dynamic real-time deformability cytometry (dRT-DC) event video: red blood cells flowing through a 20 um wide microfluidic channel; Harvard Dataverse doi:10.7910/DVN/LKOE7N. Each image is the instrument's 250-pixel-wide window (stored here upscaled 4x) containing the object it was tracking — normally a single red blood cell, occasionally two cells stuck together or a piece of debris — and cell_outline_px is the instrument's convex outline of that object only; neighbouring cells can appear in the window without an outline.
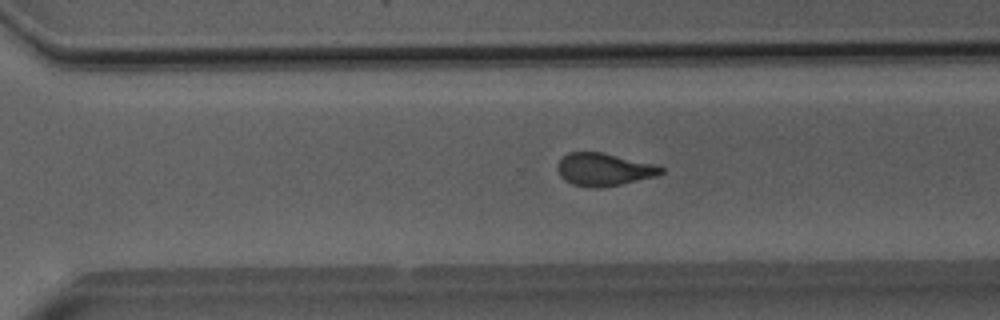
{"species": "Egyptian fruit bat (a non-hibernating species)", "species_latin": "Rousettus aegyptiacus", "temperature_condition": "room temperature", "stored_images_in_passage": 38, "camera_frame_rate_fps": 3000, "um_per_image_px": 0.085, "animal": {"sex": "male"}, "frame": {"image": 1, "passage_image": 22, "time_ms": 7.0, "image_size_px": [1000, 320], "cell_outline_px": [[664, 172], [656, 176], [620, 184], [600, 188], [592, 188], [572, 184], [564, 180], [560, 176], [556, 168], [556, 164], [568, 152], [600, 152], [652, 164], [664, 168]], "centroid_in_image_um": [51.27, 14.41], "position_along_channel_um": 319.3, "area_um2": 19.54}}
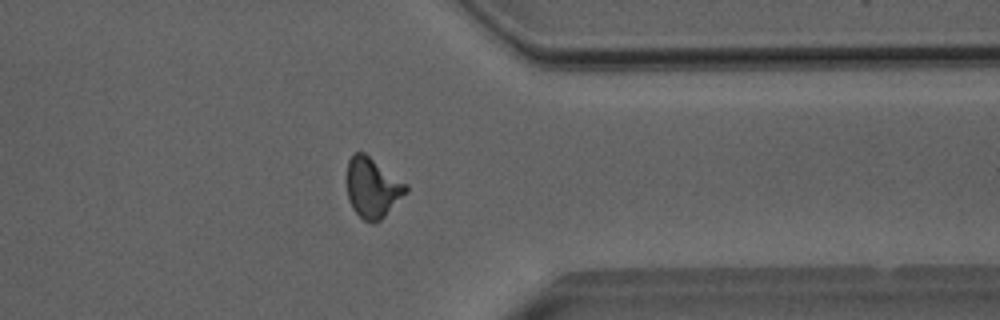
{"frame": {"image": 2, "passage_image": 27, "time_ms": 8.667, "image_size_px": [1000, 320], "cell_outline_px": [[408, 192], [380, 220], [372, 224], [364, 220], [352, 208], [348, 200], [344, 180], [348, 160], [352, 152], [364, 152], [408, 184]], "centroid_in_image_um": [31.62, 15.93], "position_along_channel_um": 379.8, "area_um2": 21.27}}
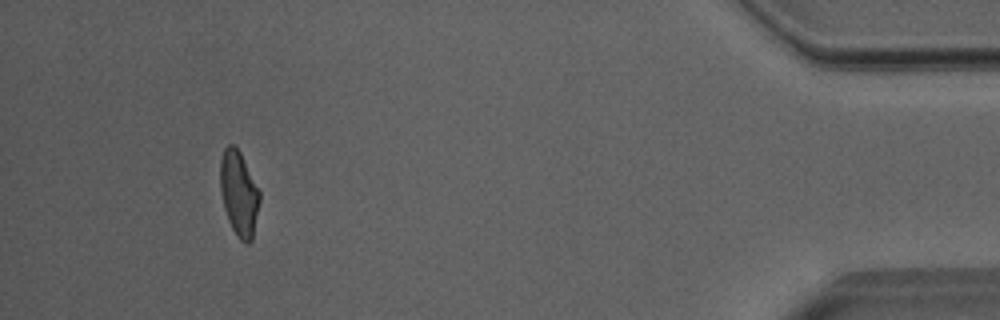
{"frame": {"image": 3, "passage_image": 34, "time_ms": 11.0, "image_size_px": [1000, 320], "cell_outline_px": [[260, 200], [252, 240], [248, 244], [244, 244], [240, 240], [232, 228], [228, 220], [224, 208], [220, 192], [220, 160], [224, 148], [228, 144], [232, 144], [240, 152], [260, 192]], "centroid_in_image_um": [20.3, 16.46], "position_along_channel_um": 414.9, "area_um2": 19.48}, "authors_computed_cell_mechanics": {"area_um2": 20.1722, "velocity_mm_per_s": 4.0211, "shape_relaxation_time_tau1_ms": 8.1784, "shape_relaxation_time_tau2_ms": 1.4107, "deformation_change_tau1": 0.1982, "deformation_change_tau2": 0.0781}}